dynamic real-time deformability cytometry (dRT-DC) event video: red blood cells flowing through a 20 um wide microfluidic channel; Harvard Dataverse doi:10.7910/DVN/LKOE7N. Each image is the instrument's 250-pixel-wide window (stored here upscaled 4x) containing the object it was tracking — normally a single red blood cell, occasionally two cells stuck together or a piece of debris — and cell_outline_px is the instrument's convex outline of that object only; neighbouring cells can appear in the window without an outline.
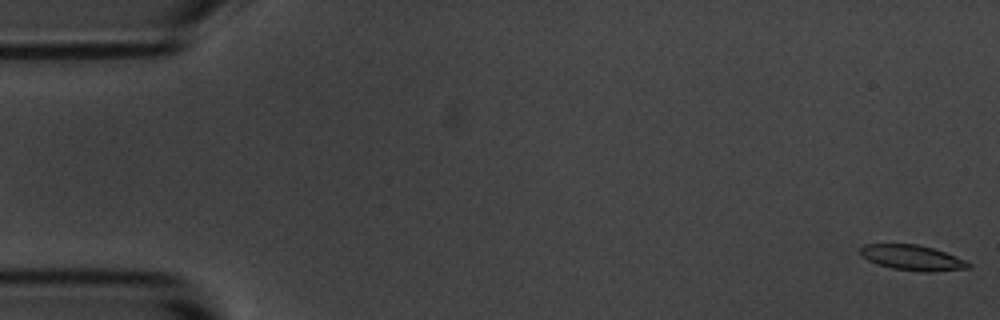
{"species": "common noctule bat (a hibernating species)", "species_latin": "Nyctalus noctula", "temperature_condition": "room temperature", "stored_images_in_passage": 6, "segment_of_instrument_passage": [2, 2], "camera_frame_rate_fps": 3000, "um_per_image_px": 0.085, "animal": {"sex": "male", "body_mass_g": 20.1, "forearm_length_mm": 53.5}, "frame": {"image": 1, "passage_image": 6, "time_ms": 5.667, "image_size_px": [1000, 320], "cell_outline_px": [[972, 264], [968, 268], [932, 272], [924, 272], [892, 268], [868, 260], [860, 256], [860, 248], [864, 244], [916, 244], [932, 248], [956, 256]], "centroid_in_image_um": [77.54, 21.9], "position_along_channel_um": 7.5, "area_um2": 15.78}}